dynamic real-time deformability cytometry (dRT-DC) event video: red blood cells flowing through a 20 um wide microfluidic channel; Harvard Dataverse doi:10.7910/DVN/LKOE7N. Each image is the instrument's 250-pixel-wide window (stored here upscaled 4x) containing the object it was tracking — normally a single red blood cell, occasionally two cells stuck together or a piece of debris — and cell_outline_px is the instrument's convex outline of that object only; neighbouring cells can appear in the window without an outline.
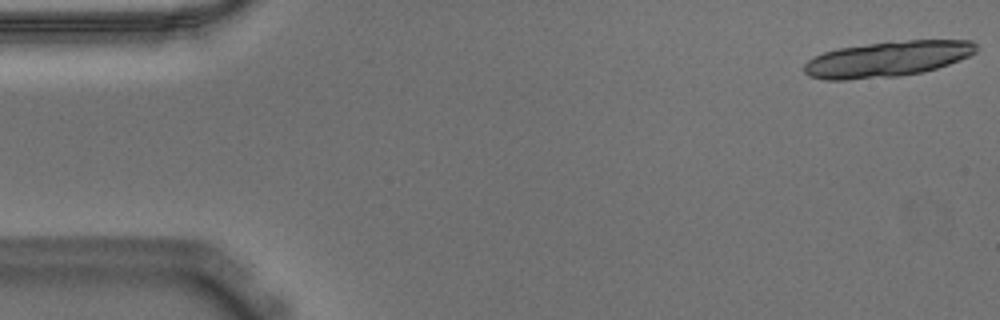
{"species": "Egyptian fruit bat (a non-hibernating species)", "species_latin": "Rousettus aegyptiacus", "temperature_condition": "warm", "stored_images_in_passage": 22, "camera_frame_rate_fps": 3000, "um_per_image_px": 0.085, "animal": {"sex": "male"}, "frame": {"image": 1, "passage_image": 1, "time_ms": 0.0, "image_size_px": [1000, 320], "cell_outline_px": [[980, 48], [976, 52], [968, 56], [948, 64], [936, 68], [920, 72], [900, 76], [848, 80], [824, 80], [808, 76], [804, 72], [804, 64], [812, 56], [836, 48], [868, 44], [908, 40], [972, 40]], "centroid_in_image_um": [75.39, 5.02], "position_along_channel_um": 9.6, "area_um2": 35.78}}